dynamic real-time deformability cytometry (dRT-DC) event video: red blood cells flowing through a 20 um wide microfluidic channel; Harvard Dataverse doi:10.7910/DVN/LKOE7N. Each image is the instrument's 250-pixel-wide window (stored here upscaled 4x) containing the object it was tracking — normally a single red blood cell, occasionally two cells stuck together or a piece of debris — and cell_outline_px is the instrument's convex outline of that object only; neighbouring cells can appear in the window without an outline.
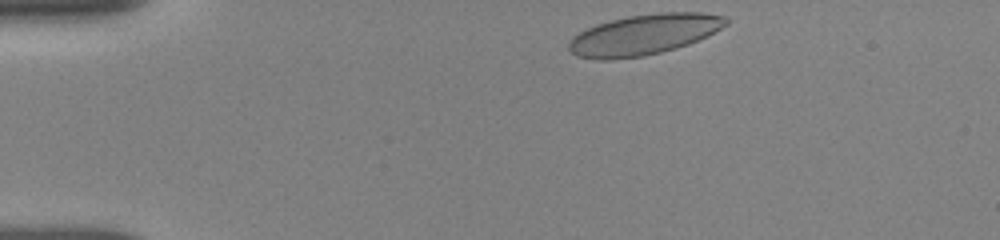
{"species": "human", "species_latin": "Homo sapiens", "temperature_condition": "room temperature", "stored_images_in_passage": 37, "camera_frame_rate_fps": 3000, "um_per_image_px": 0.085, "donor": {"sex": "female"}, "frame": {"image": 1, "passage_image": 1, "time_ms": 0.0, "image_size_px": [1000, 240], "cell_outline_px": [[728, 24], [688, 44], [676, 48], [644, 56], [608, 60], [596, 60], [576, 56], [568, 48], [568, 44], [572, 36], [596, 24], [628, 16], [660, 12], [700, 12], [724, 16], [728, 20]], "centroid_in_image_um": [54.69, 2.94], "position_along_channel_um": 30.3, "area_um2": 36.88}}
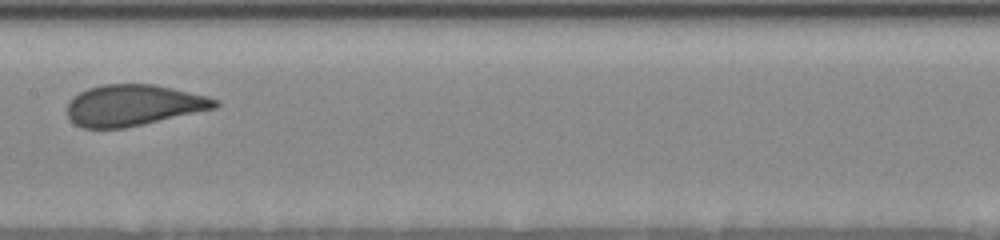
{"frame": {"image": 2, "passage_image": 19, "time_ms": 6.0, "image_size_px": [1000, 240], "cell_outline_px": [[220, 104], [216, 108], [144, 124], [124, 128], [80, 128], [68, 116], [68, 104], [72, 96], [88, 88], [104, 84], [152, 84], [172, 88], [208, 96], [216, 100]], "centroid_in_image_um": [11.33, 8.94], "position_along_channel_um": 196.1, "area_um2": 35.32}}
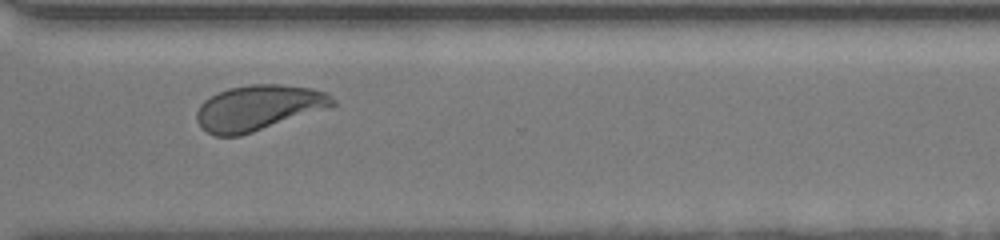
{"frame": {"image": 3, "passage_image": 36, "time_ms": 10.0, "image_size_px": [1000, 240], "cell_outline_px": [[336, 104], [240, 136], [216, 136], [200, 128], [196, 120], [196, 112], [200, 104], [204, 100], [228, 88], [248, 84], [280, 84], [312, 88], [328, 92], [336, 100]], "centroid_in_image_um": [21.92, 9.15], "position_along_channel_um": 348.7, "area_um2": 35.6}}